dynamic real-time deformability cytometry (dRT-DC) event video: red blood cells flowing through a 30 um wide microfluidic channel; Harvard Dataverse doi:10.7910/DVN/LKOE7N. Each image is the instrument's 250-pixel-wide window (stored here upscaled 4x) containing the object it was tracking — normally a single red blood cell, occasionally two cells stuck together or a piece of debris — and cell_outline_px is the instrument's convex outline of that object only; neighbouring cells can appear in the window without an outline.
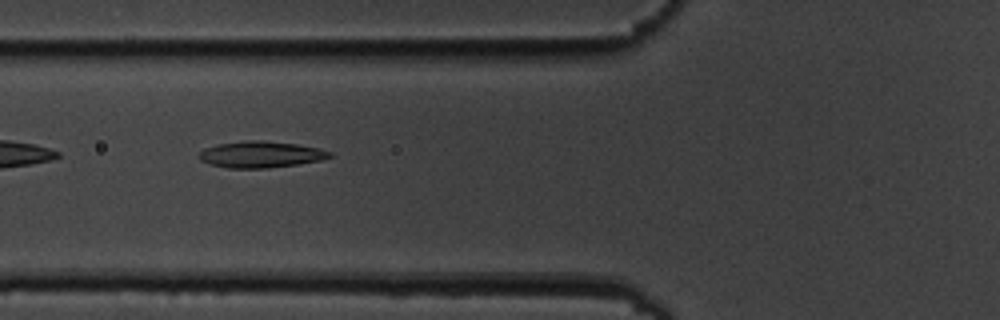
{"species": "common noctule bat (a hibernating species)", "species_latin": "Nyctalus noctula", "temperature_condition": "cold", "stored_images_in_passage": 2, "camera_frame_rate_fps": 3000, "um_per_image_px": 0.085, "animal": {"sex": "male", "body_mass_g": 19.5, "forearm_length_mm": 54.6}, "frame": {"image": 1, "passage_image": 2, "time_ms": 1.0, "image_size_px": [1000, 320], "cell_outline_px": [[332, 156], [320, 160], [296, 164], [264, 168], [228, 168], [212, 164], [200, 160], [196, 156], [204, 148], [216, 144], [248, 140], [264, 140], [296, 144], [320, 148], [332, 152]], "centroid_in_image_um": [22.14, 13.11], "position_along_channel_um": 103.7, "area_um2": 20.06}}